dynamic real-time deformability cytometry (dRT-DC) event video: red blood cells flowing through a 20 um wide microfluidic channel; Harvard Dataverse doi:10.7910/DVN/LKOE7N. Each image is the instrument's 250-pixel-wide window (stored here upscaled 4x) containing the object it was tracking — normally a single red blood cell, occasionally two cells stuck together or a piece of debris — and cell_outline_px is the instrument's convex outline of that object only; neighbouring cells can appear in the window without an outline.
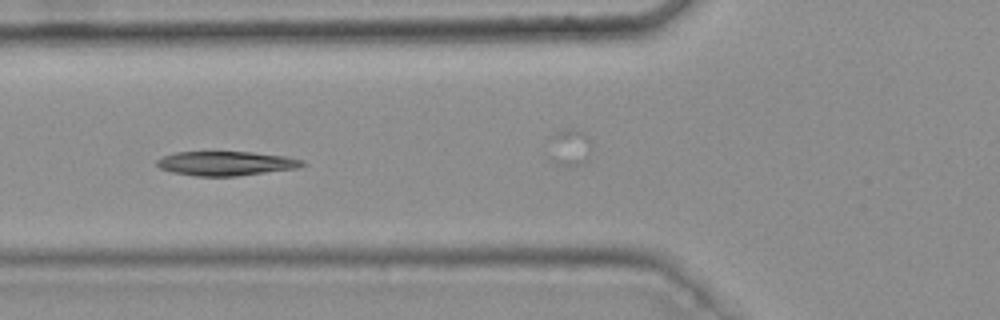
{"species": "common noctule bat (a hibernating species)", "species_latin": "Nyctalus noctula", "temperature_condition": "warm", "stored_images_in_passage": 6, "segment_of_instrument_passage": [2, 2], "camera_frame_rate_fps": 3000, "um_per_image_px": 0.085, "animal": {"sex": "female", "body_mass_g": 25.1}, "frame": {"image": 1, "passage_image": 4, "time_ms": 1.0, "image_size_px": [1000, 320], "cell_outline_px": [[304, 164], [296, 168], [236, 176], [196, 176], [172, 172], [160, 168], [156, 164], [156, 160], [164, 156], [176, 152], [252, 152], [288, 156], [304, 160]], "centroid_in_image_um": [19.2, 13.88], "position_along_channel_um": 106.6, "area_um2": 20.46}}